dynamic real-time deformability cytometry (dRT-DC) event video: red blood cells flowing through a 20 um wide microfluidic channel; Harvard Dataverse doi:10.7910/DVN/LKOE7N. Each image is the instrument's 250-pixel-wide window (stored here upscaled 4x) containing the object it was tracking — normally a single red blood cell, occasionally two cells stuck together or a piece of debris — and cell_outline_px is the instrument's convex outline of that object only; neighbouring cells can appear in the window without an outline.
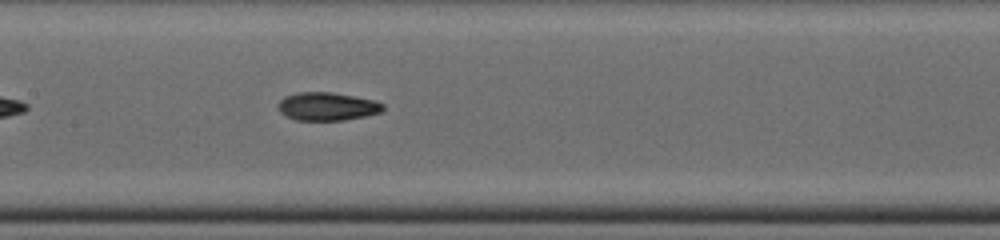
{"species": "common noctule bat (a hibernating species)", "species_latin": "Nyctalus noctula", "temperature_condition": "cold", "stored_images_in_passage": 25, "camera_frame_rate_fps": 3000, "um_per_image_px": 0.085, "animal": {"sex": "male", "body_mass_g": 19.0, "forearm_length_mm": 50.8}, "frame": {"image": 1, "passage_image": 11, "time_ms": 3.333, "image_size_px": [1000, 240], "cell_outline_px": [[384, 108], [380, 112], [364, 116], [344, 120], [296, 120], [280, 112], [280, 100], [284, 96], [300, 92], [332, 92], [372, 100], [384, 104]], "centroid_in_image_um": [27.81, 9.04], "position_along_channel_um": 179.6, "area_um2": 16.88}}